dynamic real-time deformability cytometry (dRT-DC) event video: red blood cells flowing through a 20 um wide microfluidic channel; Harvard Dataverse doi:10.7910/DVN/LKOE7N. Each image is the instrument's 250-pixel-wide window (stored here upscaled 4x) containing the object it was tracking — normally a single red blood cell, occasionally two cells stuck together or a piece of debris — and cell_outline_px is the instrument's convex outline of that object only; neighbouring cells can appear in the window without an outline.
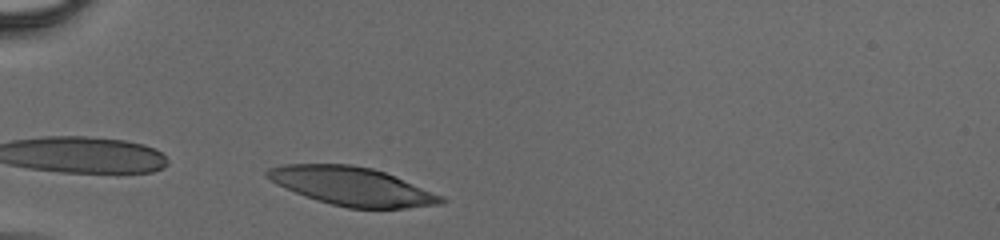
{"species": "human", "species_latin": "Homo sapiens", "temperature_condition": "cold", "stored_images_in_passage": 30, "camera_frame_rate_fps": 3000, "um_per_image_px": 0.085, "donor": {"sex": "male"}, "frame": {"image": 1, "passage_image": 1, "time_ms": 0.0, "image_size_px": [1000, 240], "cell_outline_px": [[444, 200], [440, 204], [404, 208], [348, 208], [316, 200], [304, 196], [276, 184], [264, 176], [264, 172], [268, 168], [284, 164], [352, 164], [372, 168], [384, 172], [444, 196]], "centroid_in_image_um": [29.87, 15.82], "position_along_channel_um": 55.1, "area_um2": 38.78}}
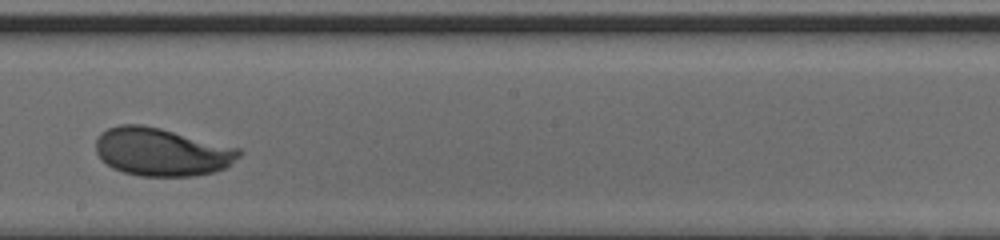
{"frame": {"image": 2, "passage_image": 17, "time_ms": 5.333, "image_size_px": [1000, 240], "cell_outline_px": [[244, 152], [240, 156], [224, 168], [216, 172], [196, 176], [140, 176], [124, 172], [112, 168], [96, 152], [96, 140], [100, 132], [108, 128], [120, 124], [144, 124], [240, 148]], "centroid_in_image_um": [13.76, 12.91], "position_along_channel_um": 234.4, "area_um2": 40.17}}
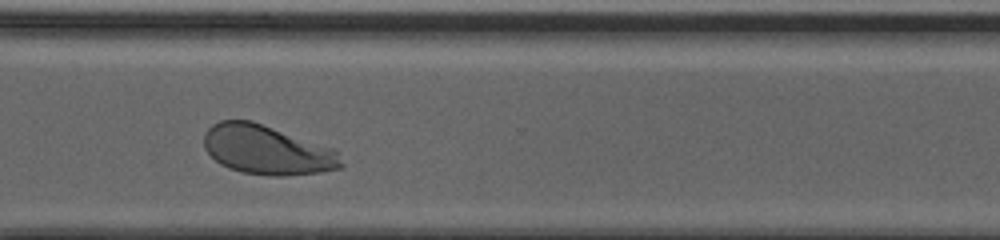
{"frame": {"image": 3, "passage_image": 26, "time_ms": 8.333, "image_size_px": [1000, 240], "cell_outline_px": [[344, 164], [340, 168], [320, 172], [284, 176], [268, 176], [244, 172], [228, 168], [220, 164], [204, 148], [204, 132], [212, 124], [220, 120], [252, 120], [332, 148], [336, 152]], "centroid_in_image_um": [22.66, 12.74], "position_along_channel_um": 347.9, "area_um2": 39.3}}